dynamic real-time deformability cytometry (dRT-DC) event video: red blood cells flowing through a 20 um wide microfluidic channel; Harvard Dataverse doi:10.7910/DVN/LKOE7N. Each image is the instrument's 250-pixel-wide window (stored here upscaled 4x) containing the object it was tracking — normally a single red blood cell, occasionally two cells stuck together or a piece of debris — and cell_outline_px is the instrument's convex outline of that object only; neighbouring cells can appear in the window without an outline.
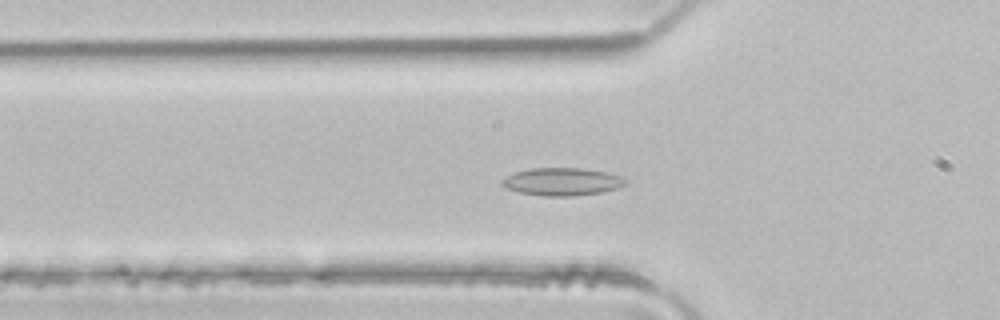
{"species": "common noctule bat (a hibernating species)", "species_latin": "Nyctalus noctula", "temperature_condition": "room temperature", "stored_images_in_passage": 40, "camera_frame_rate_fps": 3000, "um_per_image_px": 0.085, "animal": {"sex": "male", "body_mass_g": 21.5, "forearm_length_mm": 52.0}, "frame": {"image": 1, "passage_image": 7, "time_ms": 2.0, "image_size_px": [1000, 320], "cell_outline_px": [[628, 180], [624, 184], [616, 188], [600, 192], [572, 196], [544, 196], [520, 192], [508, 188], [500, 184], [500, 180], [516, 172], [532, 168], [584, 168], [604, 172], [620, 176]], "centroid_in_image_um": [47.76, 15.44], "position_along_channel_um": 78.0, "area_um2": 19.65}}
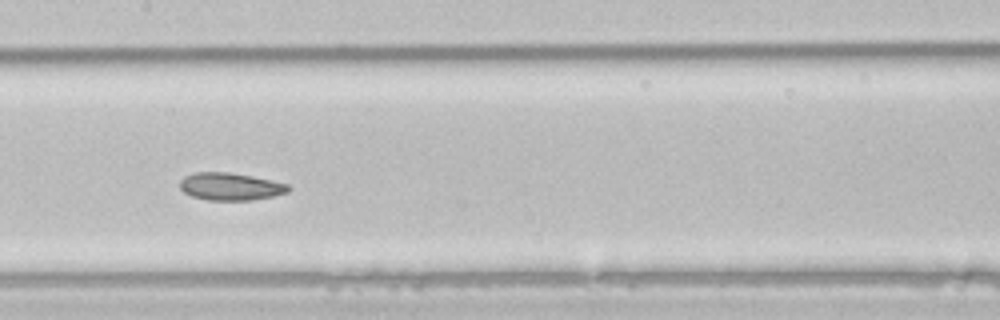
{"frame": {"image": 2, "passage_image": 15, "time_ms": 4.667, "image_size_px": [1000, 320], "cell_outline_px": [[292, 188], [288, 192], [272, 196], [248, 200], [208, 200], [192, 196], [184, 192], [180, 188], [180, 180], [184, 176], [192, 172], [228, 172], [252, 176], [288, 184]], "centroid_in_image_um": [19.56, 15.84], "position_along_channel_um": 187.8, "area_um2": 17.34}}
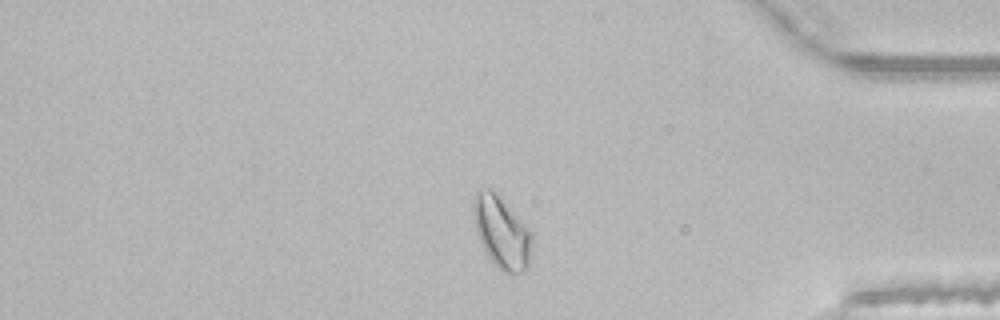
{"frame": {"image": 3, "passage_image": 32, "time_ms": 10.333, "image_size_px": [1000, 320], "cell_outline_px": [[532, 236], [528, 268], [524, 272], [512, 276], [504, 272], [488, 256], [476, 232], [472, 216], [472, 196], [480, 188], [492, 188], [500, 196], [532, 232]], "centroid_in_image_um": [42.62, 19.72], "position_along_channel_um": 392.6, "area_um2": 24.85}, "authors_computed_cell_mechanics": {"area_um2": 19.1029, "velocity_mm_per_s": 4.0942, "shape_relaxation_time_tau1_ms": null, "shape_relaxation_time_tau2_ms": 2.7416, "deformation_change_tau1": null, "deformation_change_tau2": 0.0851}}